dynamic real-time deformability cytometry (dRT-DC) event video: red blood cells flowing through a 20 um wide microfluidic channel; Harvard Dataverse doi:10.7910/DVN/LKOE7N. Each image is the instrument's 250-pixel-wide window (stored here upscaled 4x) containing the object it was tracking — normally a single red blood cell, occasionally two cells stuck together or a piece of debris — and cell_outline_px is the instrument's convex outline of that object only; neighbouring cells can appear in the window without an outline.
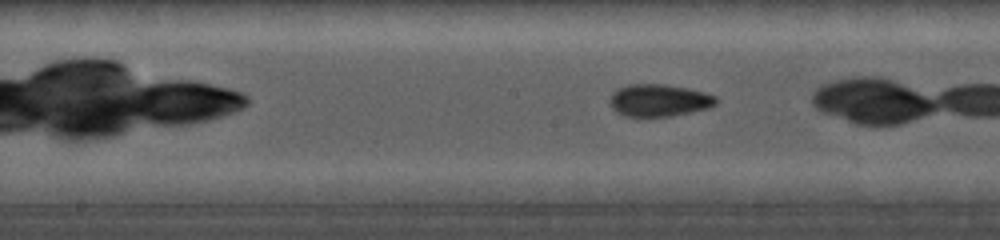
{"species": "common noctule bat (a hibernating species)", "species_latin": "Nyctalus noctula", "temperature_condition": "cold", "stored_images_in_passage": 15, "camera_frame_rate_fps": 5000, "um_per_image_px": 0.085, "animal": {"sex": "female", "body_mass_g": 19.0, "forearm_length_mm": 56.7}, "frame": {"image": 1, "passage_image": 9, "time_ms": 3.0, "image_size_px": [1000, 240], "cell_outline_px": [[720, 100], [716, 104], [708, 108], [672, 116], [624, 116], [616, 112], [612, 108], [608, 100], [612, 92], [628, 84], [664, 84], [688, 88], [704, 92], [716, 96]], "centroid_in_image_um": [56.02, 8.52], "position_along_channel_um": 192.2, "area_um2": 20.11}}